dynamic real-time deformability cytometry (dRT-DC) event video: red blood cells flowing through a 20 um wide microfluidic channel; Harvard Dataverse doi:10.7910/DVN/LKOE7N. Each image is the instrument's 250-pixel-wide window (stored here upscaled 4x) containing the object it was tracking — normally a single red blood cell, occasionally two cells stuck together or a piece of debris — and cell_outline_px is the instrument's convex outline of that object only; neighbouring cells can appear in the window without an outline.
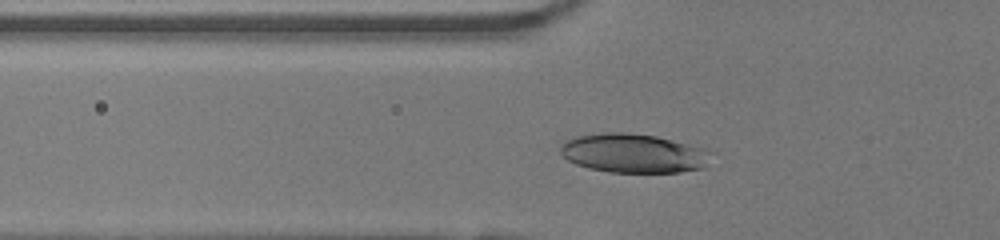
{"species": "human", "species_latin": "Homo sapiens", "temperature_condition": "room temperature", "stored_images_in_passage": 38, "camera_frame_rate_fps": 3000, "um_per_image_px": 0.085, "donor": {"sex": "female"}, "frame": {"image": 1, "passage_image": 12, "time_ms": 3.667, "image_size_px": [1000, 240], "cell_outline_px": [[712, 152], [704, 168], [680, 172], [608, 172], [588, 168], [576, 164], [568, 160], [560, 152], [560, 148], [568, 140], [580, 136], [604, 132], [624, 132], [656, 136], [672, 140], [700, 148]], "centroid_in_image_um": [53.84, 13.04], "position_along_channel_um": 72.0, "area_um2": 33.87}}
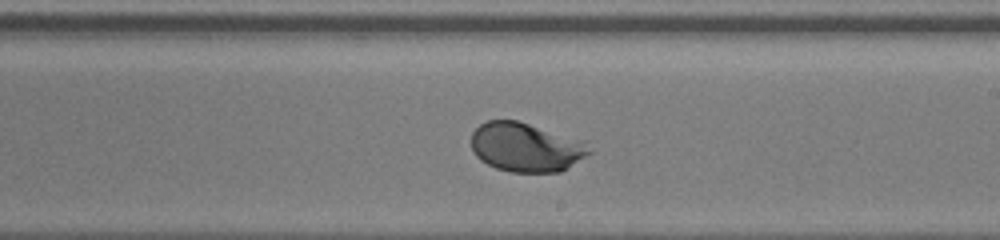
{"frame": {"image": 2, "passage_image": 25, "time_ms": 8.0, "image_size_px": [1000, 240], "cell_outline_px": [[592, 152], [568, 168], [560, 172], [512, 172], [496, 168], [480, 160], [476, 156], [472, 148], [472, 132], [480, 124], [488, 120], [516, 120], [588, 140]], "centroid_in_image_um": [44.77, 12.5], "position_along_channel_um": 244.2, "area_um2": 34.22}}
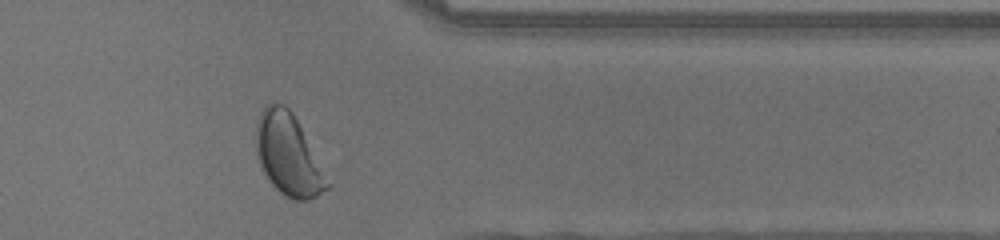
{"frame": {"image": 3, "passage_image": 36, "time_ms": 11.667, "image_size_px": [1000, 240], "cell_outline_px": [[332, 184], [328, 188], [316, 196], [308, 200], [296, 200], [280, 192], [268, 180], [260, 168], [256, 156], [256, 116], [264, 104], [272, 100], [284, 104], [292, 112]], "centroid_in_image_um": [24.46, 13.1], "position_along_channel_um": 386.9, "area_um2": 34.22}, "authors_computed_cell_mechanics": {"area_um2": 34.3043, "velocity_mm_per_s": 4.0135, "shape_relaxation_time_tau1_ms": 1.9387, "shape_relaxation_time_tau2_ms": null, "deformation_change_tau1": 0.1697, "deformation_change_tau2": null}}